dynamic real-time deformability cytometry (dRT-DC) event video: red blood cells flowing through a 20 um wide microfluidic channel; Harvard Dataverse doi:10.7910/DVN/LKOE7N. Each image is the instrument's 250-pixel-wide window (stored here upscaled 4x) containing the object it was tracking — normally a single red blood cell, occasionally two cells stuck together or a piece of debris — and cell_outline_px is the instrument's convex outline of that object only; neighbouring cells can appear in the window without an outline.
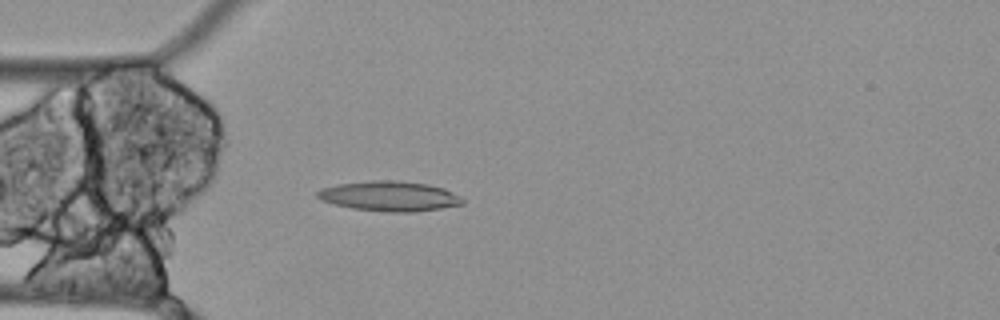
{"species": "Egyptian fruit bat (a non-hibernating species)", "species_latin": "Rousettus aegyptiacus", "temperature_condition": "cold", "stored_images_in_passage": 57, "camera_frame_rate_fps": 3000, "um_per_image_px": 0.085, "animal": {"sex": "female"}, "frame": {"image": 1, "passage_image": 16, "time_ms": 5.0, "image_size_px": [1000, 320], "cell_outline_px": [[464, 204], [416, 212], [388, 212], [352, 208], [320, 200], [316, 196], [316, 192], [320, 188], [336, 184], [372, 180], [396, 180], [428, 184], [444, 188], [460, 196], [464, 200]], "centroid_in_image_um": [33.09, 16.66], "position_along_channel_um": 51.9, "area_um2": 25.49}}
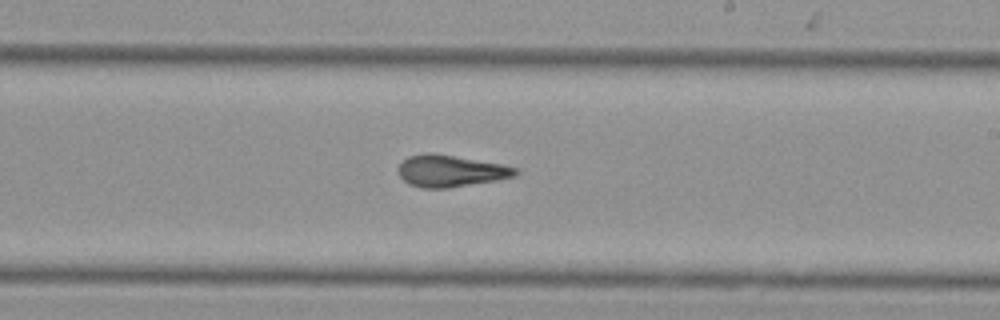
{"frame": {"image": 2, "passage_image": 33, "time_ms": 10.667, "image_size_px": [1000, 320], "cell_outline_px": [[520, 172], [516, 176], [496, 180], [448, 188], [420, 188], [408, 184], [400, 176], [396, 168], [408, 156], [424, 152], [428, 152], [500, 164], [520, 168]], "centroid_in_image_um": [38.28, 14.54], "position_along_channel_um": 250.7, "area_um2": 21.68}}
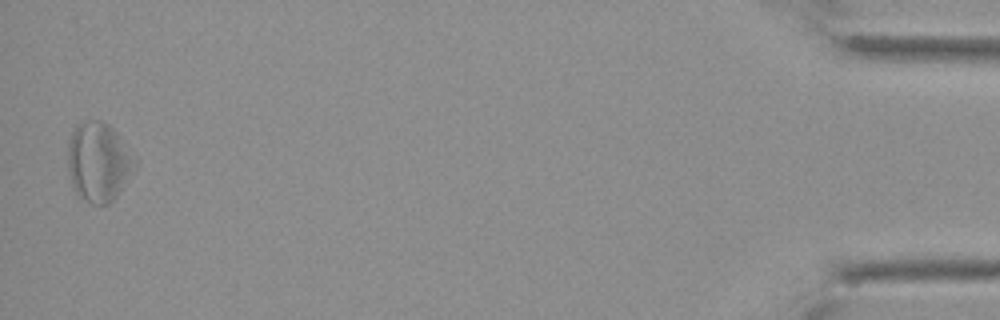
{"frame": {"image": 3, "passage_image": 56, "time_ms": 18.333, "image_size_px": [1000, 320], "cell_outline_px": [[140, 160], [136, 168], [120, 192], [108, 204], [92, 204], [84, 200], [76, 192], [72, 184], [68, 168], [68, 144], [72, 132], [76, 124], [84, 120], [100, 120], [108, 124], [120, 136]], "centroid_in_image_um": [8.42, 13.75], "position_along_channel_um": 426.8, "area_um2": 31.5}, "authors_computed_cell_mechanics": {"area_um2": 24.3916, "velocity_mm_per_s": 3.4544, "shape_relaxation_time_tau1_ms": null, "shape_relaxation_time_tau2_ms": 3.9432, "deformation_change_tau1": null, "deformation_change_tau2": 0.1359}}